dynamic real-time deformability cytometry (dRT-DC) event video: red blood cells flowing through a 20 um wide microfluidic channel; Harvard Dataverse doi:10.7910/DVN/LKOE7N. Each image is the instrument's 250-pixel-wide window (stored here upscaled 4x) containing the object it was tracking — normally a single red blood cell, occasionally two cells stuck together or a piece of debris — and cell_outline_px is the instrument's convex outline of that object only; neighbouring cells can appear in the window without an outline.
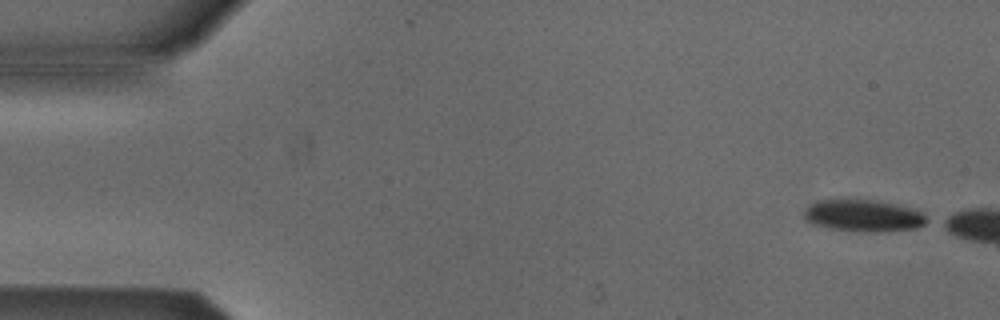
{"species": "Egyptian fruit bat (a non-hibernating species)", "species_latin": "Rousettus aegyptiacus", "temperature_condition": "cold", "stored_images_in_passage": 3, "camera_frame_rate_fps": 3000, "um_per_image_px": 0.085, "animal": {"sex": "male"}, "frame": {"image": 1, "passage_image": 1, "time_ms": 0.0, "image_size_px": [1000, 320], "cell_outline_px": [[932, 220], [916, 228], [876, 232], [860, 232], [828, 228], [812, 224], [804, 216], [804, 208], [816, 200], [876, 200], [924, 212]], "centroid_in_image_um": [73.4, 18.34], "position_along_channel_um": 11.6, "area_um2": 22.89}}